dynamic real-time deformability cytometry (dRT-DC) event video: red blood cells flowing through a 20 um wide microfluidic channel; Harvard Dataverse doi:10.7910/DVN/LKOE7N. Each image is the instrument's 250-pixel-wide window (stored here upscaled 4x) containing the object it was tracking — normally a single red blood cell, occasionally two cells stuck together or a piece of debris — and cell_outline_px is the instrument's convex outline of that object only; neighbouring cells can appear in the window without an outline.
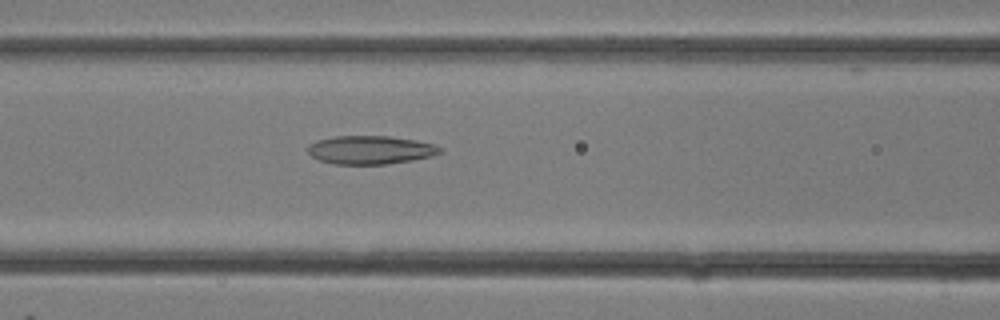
{"species": "common noctule bat (a hibernating species)", "species_latin": "Nyctalus noctula", "temperature_condition": "room temperature", "stored_images_in_passage": 21, "camera_frame_rate_fps": 3000, "um_per_image_px": 0.085, "animal": {"sex": "female"}, "frame": {"image": 1, "passage_image": 5, "time_ms": 1.333, "image_size_px": [1000, 320], "cell_outline_px": [[444, 152], [432, 156], [412, 160], [388, 164], [336, 164], [320, 160], [312, 156], [308, 152], [308, 144], [316, 140], [336, 136], [388, 136], [416, 140], [436, 144], [444, 148]], "centroid_in_image_um": [31.54, 12.74], "position_along_channel_um": 135.1, "area_um2": 22.08}}
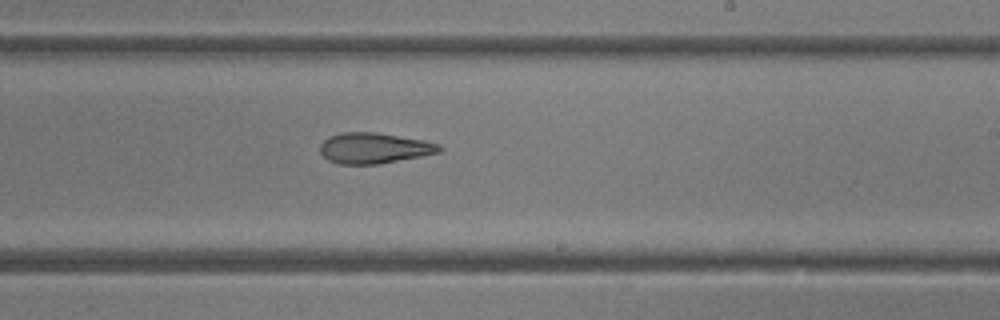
{"frame": {"image": 2, "passage_image": 10, "time_ms": 3.0, "image_size_px": [1000, 320], "cell_outline_px": [[444, 148], [440, 152], [420, 156], [376, 164], [340, 164], [328, 160], [320, 152], [320, 144], [328, 136], [340, 132], [376, 132], [424, 140], [440, 144]], "centroid_in_image_um": [31.79, 12.57], "position_along_channel_um": 257.2, "area_um2": 21.33}}
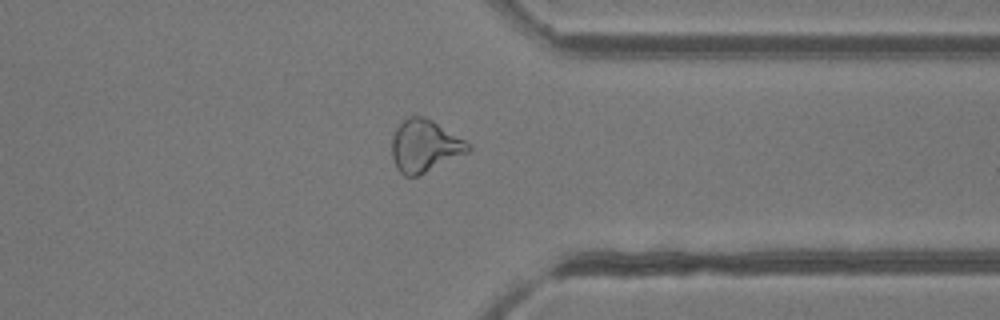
{"frame": {"image": 3, "passage_image": 15, "time_ms": 4.667, "image_size_px": [1000, 320], "cell_outline_px": [[472, 148], [468, 152], [416, 176], [404, 176], [396, 168], [392, 160], [392, 136], [396, 128], [408, 116], [424, 116], [432, 120], [472, 144]], "centroid_in_image_um": [36.08, 12.39], "position_along_channel_um": 375.3, "area_um2": 23.12}}